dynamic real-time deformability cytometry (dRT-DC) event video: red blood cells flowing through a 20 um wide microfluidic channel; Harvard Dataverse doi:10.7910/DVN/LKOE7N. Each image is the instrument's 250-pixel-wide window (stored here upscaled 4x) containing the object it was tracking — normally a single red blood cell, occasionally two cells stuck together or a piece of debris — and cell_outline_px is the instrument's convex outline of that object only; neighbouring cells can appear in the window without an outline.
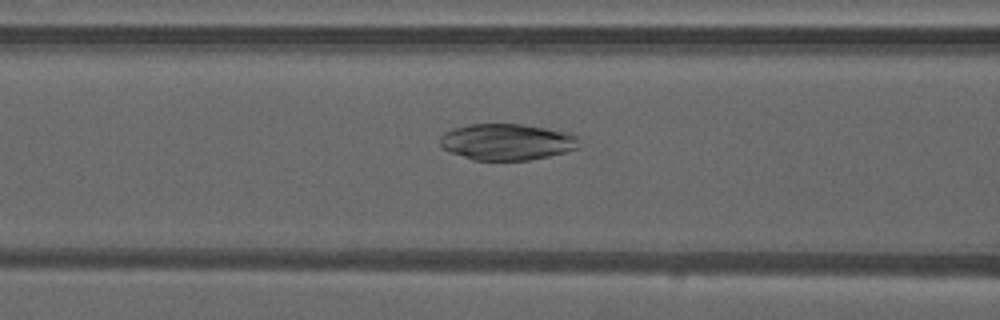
{"species": "common noctule bat (a hibernating species)", "species_latin": "Nyctalus noctula", "temperature_condition": "warm", "stored_images_in_passage": 22, "camera_frame_rate_fps": 3000, "um_per_image_px": 0.085, "animal": {"sex": "male", "forearm_length_mm": 52.5}, "frame": {"image": 1, "passage_image": 6, "time_ms": 1.667, "image_size_px": [1000, 320], "cell_outline_px": [[580, 148], [548, 156], [528, 160], [472, 160], [448, 152], [440, 144], [440, 136], [444, 132], [468, 124], [524, 124], [576, 132], [580, 136]], "centroid_in_image_um": [43.17, 12.05], "position_along_channel_um": 123.4, "area_um2": 30.11}}
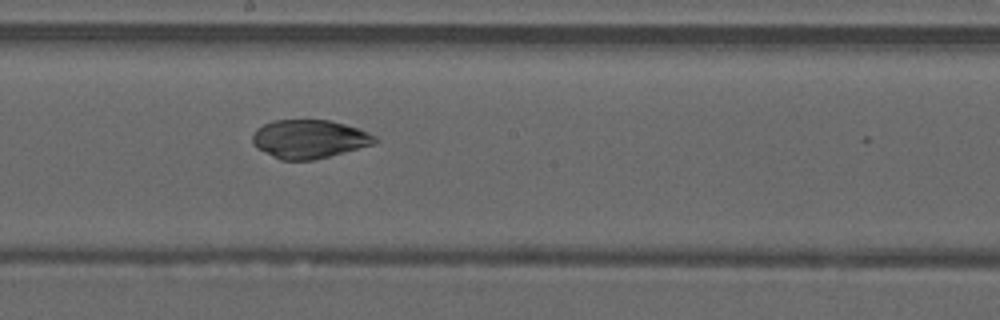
{"frame": {"image": 2, "passage_image": 13, "time_ms": 4.0, "image_size_px": [1000, 320], "cell_outline_px": [[380, 140], [376, 144], [312, 160], [280, 160], [256, 148], [252, 144], [252, 136], [256, 128], [264, 124], [276, 120], [332, 120], [360, 128], [376, 136]], "centroid_in_image_um": [26.31, 11.81], "position_along_channel_um": 221.9, "area_um2": 27.74}}
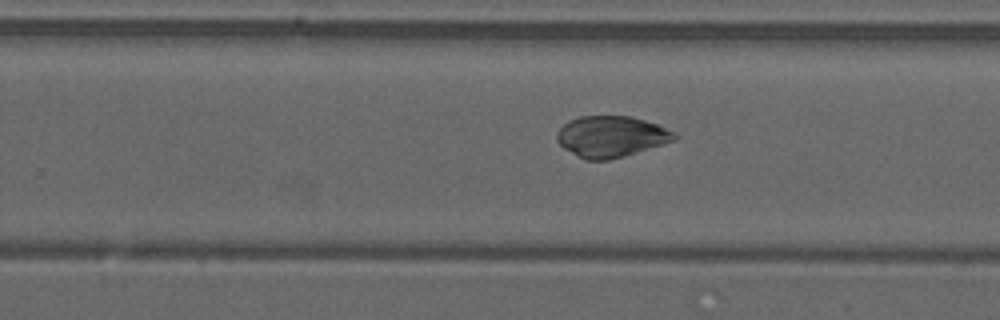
{"frame": {"image": 3, "passage_image": 17, "time_ms": 5.333, "image_size_px": [1000, 320], "cell_outline_px": [[676, 140], [608, 160], [584, 160], [564, 148], [556, 140], [556, 132], [568, 120], [580, 116], [628, 116], [644, 120], [656, 124], [672, 132], [676, 136]], "centroid_in_image_um": [51.88, 11.6], "position_along_channel_um": 277.9, "area_um2": 27.74}}